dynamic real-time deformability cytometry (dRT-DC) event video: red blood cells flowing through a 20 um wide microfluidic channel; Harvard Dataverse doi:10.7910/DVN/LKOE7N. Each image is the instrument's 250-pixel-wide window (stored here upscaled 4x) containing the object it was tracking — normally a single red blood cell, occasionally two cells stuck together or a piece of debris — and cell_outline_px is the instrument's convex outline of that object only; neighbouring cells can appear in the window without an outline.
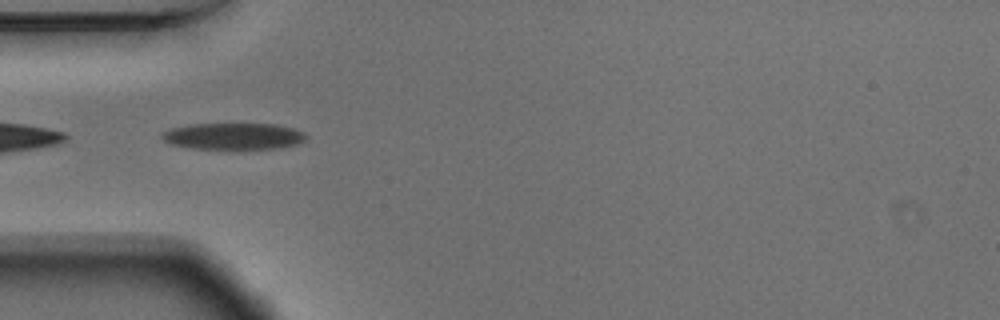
{"species": "Egyptian fruit bat (a non-hibernating species)", "species_latin": "Rousettus aegyptiacus", "temperature_condition": "warm", "stored_images_in_passage": 38, "camera_frame_rate_fps": 3000, "um_per_image_px": 0.085, "animal": {"sex": "male"}, "frame": {"image": 1, "passage_image": 1, "time_ms": 0.0, "image_size_px": [1000, 320], "cell_outline_px": [[308, 136], [304, 140], [296, 144], [280, 148], [192, 148], [172, 144], [164, 140], [160, 136], [164, 132], [172, 128], [188, 124], [276, 124], [292, 128], [304, 132]], "centroid_in_image_um": [19.86, 11.56], "position_along_channel_um": 65.1, "area_um2": 21.96}}
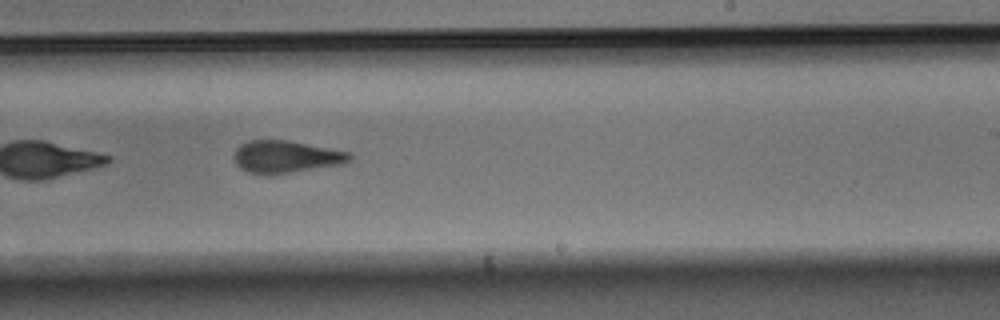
{"frame": {"image": 2, "passage_image": 17, "time_ms": 5.333, "image_size_px": [1000, 320], "cell_outline_px": [[352, 160], [344, 164], [268, 176], [248, 172], [240, 168], [236, 164], [236, 148], [240, 144], [248, 140], [288, 140], [348, 152], [352, 156]], "centroid_in_image_um": [24.31, 13.34], "position_along_channel_um": 264.7, "area_um2": 21.85}}
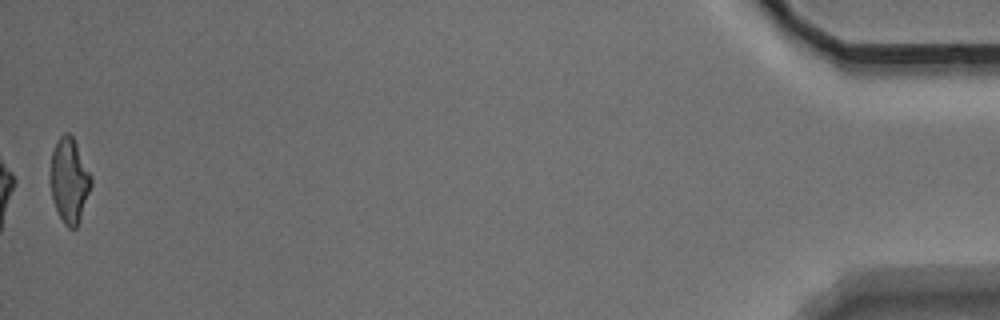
{"frame": {"image": 3, "passage_image": 38, "time_ms": 12.333, "image_size_px": [1000, 320], "cell_outline_px": [[92, 184], [80, 220], [76, 228], [68, 228], [64, 224], [52, 200], [52, 152], [60, 136], [64, 132], [68, 132], [72, 136], [92, 176]], "centroid_in_image_um": [5.92, 15.36], "position_along_channel_um": 429.3, "area_um2": 19.65}, "authors_computed_cell_mechanics": {"area_um2": 21.9351, "velocity_mm_per_s": 3.7377, "shape_relaxation_time_tau1_ms": 5.844, "shape_relaxation_time_tau2_ms": 2.808, "deformation_change_tau1": 0.1687, "deformation_change_tau2": 0.1076}}